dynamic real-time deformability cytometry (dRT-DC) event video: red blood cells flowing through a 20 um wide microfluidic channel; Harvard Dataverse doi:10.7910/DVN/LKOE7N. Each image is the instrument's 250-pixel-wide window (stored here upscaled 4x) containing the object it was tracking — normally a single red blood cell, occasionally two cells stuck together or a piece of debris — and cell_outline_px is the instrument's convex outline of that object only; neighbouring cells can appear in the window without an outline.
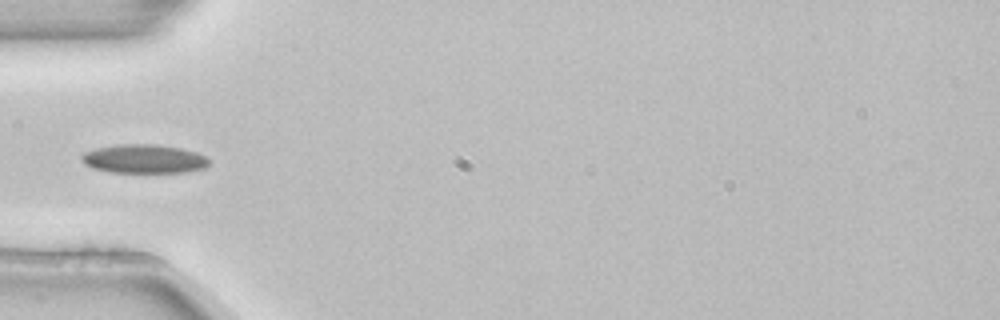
{"species": "common noctule bat (a hibernating species)", "species_latin": "Nyctalus noctula", "temperature_condition": "room temperature", "stored_images_in_passage": 4, "camera_frame_rate_fps": 3000, "um_per_image_px": 0.085, "animal": {"sex": "female", "body_mass_g": 22.7, "forearm_length_mm": 54.2}, "frame": {"image": 1, "passage_image": 4, "time_ms": 1.0, "image_size_px": [1000, 320], "cell_outline_px": [[212, 160], [204, 168], [188, 172], [112, 172], [92, 168], [84, 164], [80, 160], [80, 156], [84, 152], [96, 148], [120, 144], [156, 144], [180, 148], [196, 152]], "centroid_in_image_um": [12.23, 13.5], "position_along_channel_um": 72.8, "area_um2": 21.5}}